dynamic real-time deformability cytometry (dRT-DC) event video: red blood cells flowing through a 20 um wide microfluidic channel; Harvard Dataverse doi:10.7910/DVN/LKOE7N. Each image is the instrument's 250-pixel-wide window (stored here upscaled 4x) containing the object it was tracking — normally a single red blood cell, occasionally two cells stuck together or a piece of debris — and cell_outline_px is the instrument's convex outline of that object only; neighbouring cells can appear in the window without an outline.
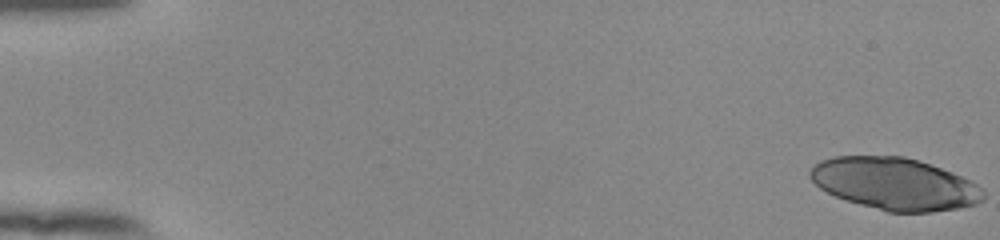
{"species": "human", "species_latin": "Homo sapiens", "temperature_condition": "room temperature", "stored_images_in_passage": 26, "camera_frame_rate_fps": 3000, "um_per_image_px": 0.085, "donor": {"sex": "female"}, "frame": {"image": 1, "passage_image": 1, "time_ms": 0.0, "image_size_px": [1000, 240], "cell_outline_px": [[984, 200], [976, 204], [960, 208], [932, 212], [888, 212], [860, 204], [836, 196], [820, 188], [808, 176], [808, 172], [820, 160], [832, 156], [904, 156], [920, 160], [952, 172], [976, 184], [984, 192]], "centroid_in_image_um": [76.06, 15.62], "position_along_channel_um": 8.9, "area_um2": 52.48}}
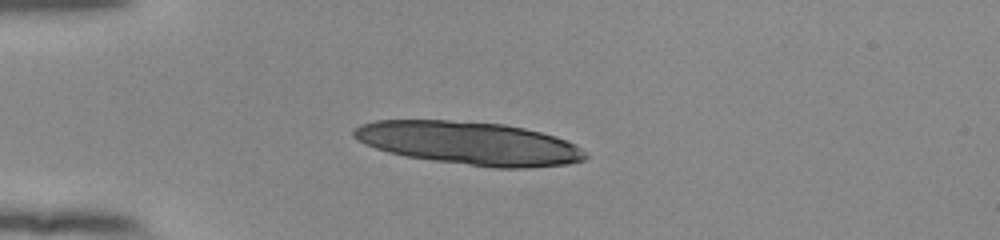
{"frame": {"image": 2, "passage_image": 15, "time_ms": 4.667, "image_size_px": [1000, 240], "cell_outline_px": [[588, 156], [584, 160], [568, 164], [524, 168], [496, 168], [432, 160], [408, 156], [388, 152], [376, 148], [352, 136], [352, 128], [360, 124], [376, 120], [448, 120], [504, 124], [524, 128], [556, 136], [576, 144], [588, 152]], "centroid_in_image_um": [39.93, 12.17], "position_along_channel_um": 45.1, "area_um2": 58.2}}
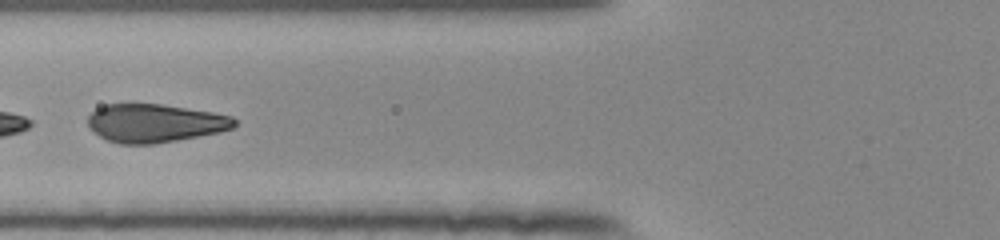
{"frame": {"image": 3, "passage_image": 23, "time_ms": 7.333, "image_size_px": [1000, 240], "cell_outline_px": [[236, 124], [232, 128], [220, 132], [176, 140], [152, 144], [120, 144], [108, 140], [100, 136], [88, 124], [88, 116], [96, 108], [104, 104], [160, 104], [212, 112], [232, 116], [236, 120]], "centroid_in_image_um": [13.16, 10.46], "position_along_channel_um": 112.6, "area_um2": 32.48}}